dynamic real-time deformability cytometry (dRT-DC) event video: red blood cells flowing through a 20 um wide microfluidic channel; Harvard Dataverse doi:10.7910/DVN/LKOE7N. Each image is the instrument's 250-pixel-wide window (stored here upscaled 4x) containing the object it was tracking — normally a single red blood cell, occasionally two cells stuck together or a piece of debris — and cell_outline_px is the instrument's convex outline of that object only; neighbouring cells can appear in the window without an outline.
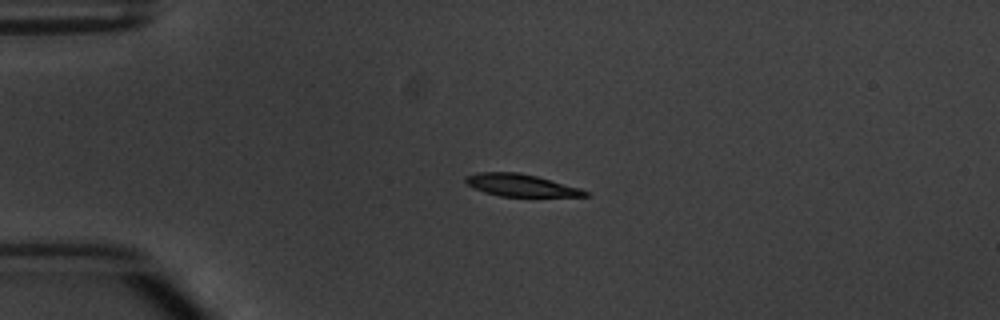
{"species": "common noctule bat (a hibernating species)", "species_latin": "Nyctalus noctula", "temperature_condition": "warm", "stored_images_in_passage": 6, "camera_frame_rate_fps": 3000, "um_per_image_px": 0.085, "animal": {"sex": "male", "body_mass_g": 20.1, "forearm_length_mm": 53.5}, "frame": {"image": 1, "passage_image": 5, "time_ms": 4.0, "image_size_px": [1000, 320], "cell_outline_px": [[592, 196], [500, 196], [484, 192], [468, 184], [464, 180], [464, 176], [476, 172], [516, 172], [536, 176], [580, 188], [588, 192]], "centroid_in_image_um": [44.25, 15.74], "position_along_channel_um": 40.8, "area_um2": 15.32}}